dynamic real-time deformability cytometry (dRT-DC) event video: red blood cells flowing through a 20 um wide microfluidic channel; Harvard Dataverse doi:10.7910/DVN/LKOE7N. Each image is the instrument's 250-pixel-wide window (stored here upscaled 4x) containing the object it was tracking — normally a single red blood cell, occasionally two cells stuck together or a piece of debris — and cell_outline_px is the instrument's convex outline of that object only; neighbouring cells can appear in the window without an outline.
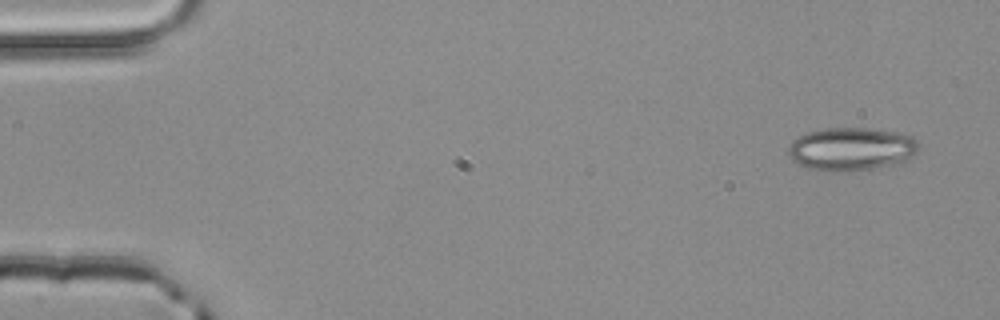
{"species": "common noctule bat (a hibernating species)", "species_latin": "Nyctalus noctula", "temperature_condition": "room temperature", "stored_images_in_passage": 3, "camera_frame_rate_fps": 3000, "um_per_image_px": 0.085, "animal": {"sex": "male", "body_mass_g": 20.4}, "frame": {"image": 1, "passage_image": 1, "time_ms": 0.0, "image_size_px": [1000, 320], "cell_outline_px": [[920, 148], [916, 152], [900, 164], [844, 172], [828, 172], [808, 168], [792, 160], [788, 156], [788, 148], [792, 140], [804, 132], [824, 128], [868, 128], [892, 132], [912, 136], [920, 144]], "centroid_in_image_um": [72.33, 12.67], "position_along_channel_um": 12.7, "area_um2": 33.12}}